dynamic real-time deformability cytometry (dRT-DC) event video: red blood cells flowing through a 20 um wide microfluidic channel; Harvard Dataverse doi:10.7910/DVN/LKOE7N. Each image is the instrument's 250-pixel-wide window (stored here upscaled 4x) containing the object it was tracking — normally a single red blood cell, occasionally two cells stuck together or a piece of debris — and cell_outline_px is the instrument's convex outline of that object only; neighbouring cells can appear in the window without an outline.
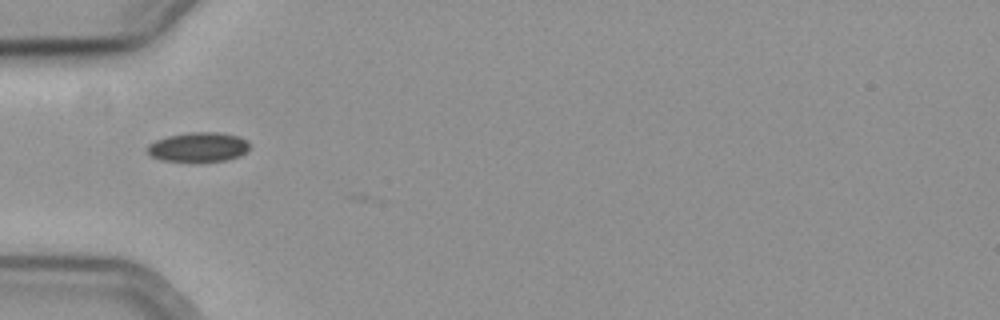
{"species": "common noctule bat (a hibernating species)", "species_latin": "Nyctalus noctula", "temperature_condition": "cold", "stored_images_in_passage": 8, "camera_frame_rate_fps": 3000, "um_per_image_px": 0.085, "animal": {"sex": "female", "body_mass_g": 19.3, "forearm_length_mm": 54.1}, "frame": {"image": 1, "passage_image": 1, "time_ms": 0.0, "image_size_px": [1000, 320], "cell_outline_px": [[248, 152], [240, 156], [228, 160], [200, 164], [196, 164], [160, 160], [152, 156], [144, 148], [148, 144], [156, 140], [168, 136], [192, 132], [216, 132], [240, 136], [248, 140]], "centroid_in_image_um": [16.86, 12.55], "position_along_channel_um": 68.1, "area_um2": 18.44}}
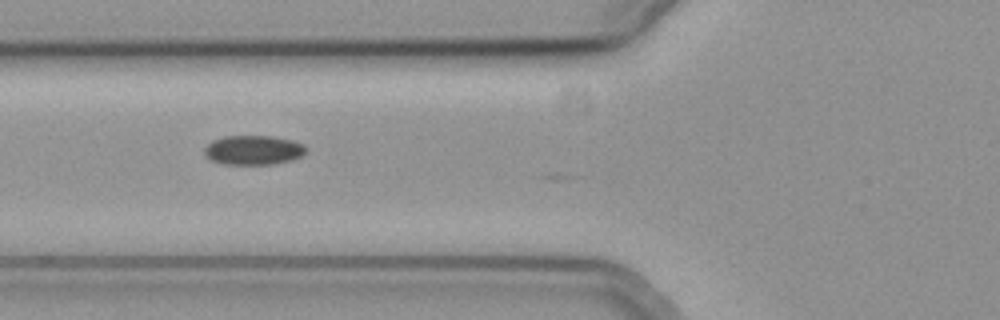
{"frame": {"image": 2, "passage_image": 4, "time_ms": 1.0, "image_size_px": [1000, 320], "cell_outline_px": [[308, 148], [300, 156], [292, 160], [272, 164], [224, 164], [212, 160], [204, 152], [204, 148], [212, 140], [224, 136], [272, 136], [292, 140], [304, 144]], "centroid_in_image_um": [21.55, 12.75], "position_along_channel_um": 104.2, "area_um2": 17.34}}
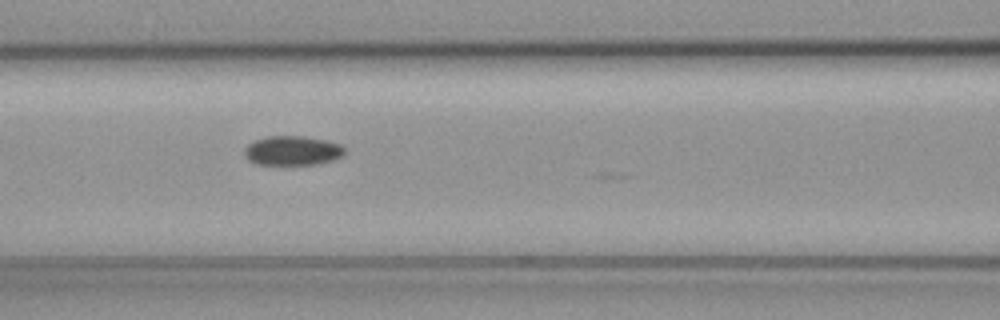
{"frame": {"image": 3, "passage_image": 7, "time_ms": 2.0, "image_size_px": [1000, 320], "cell_outline_px": [[344, 152], [340, 156], [332, 160], [316, 164], [256, 164], [248, 160], [244, 156], [244, 148], [248, 144], [256, 140], [268, 136], [304, 136], [324, 140], [340, 144], [344, 148]], "centroid_in_image_um": [24.81, 12.8], "position_along_channel_um": 141.8, "area_um2": 16.99}}